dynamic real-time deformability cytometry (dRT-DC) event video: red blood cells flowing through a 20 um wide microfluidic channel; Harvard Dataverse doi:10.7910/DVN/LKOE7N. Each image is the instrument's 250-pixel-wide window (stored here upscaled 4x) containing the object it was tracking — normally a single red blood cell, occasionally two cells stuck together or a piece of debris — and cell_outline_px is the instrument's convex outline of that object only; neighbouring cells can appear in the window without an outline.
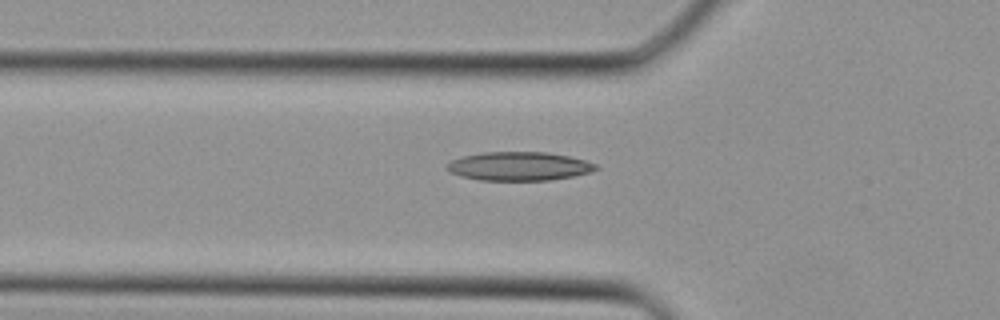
{"species": "Egyptian fruit bat (a non-hibernating species)", "species_latin": "Rousettus aegyptiacus", "temperature_condition": "cold", "stored_images_in_passage": 37, "camera_frame_rate_fps": 3000, "um_per_image_px": 0.085, "animal": {"sex": "female"}, "frame": {"image": 1, "passage_image": 13, "time_ms": 4.0, "image_size_px": [1000, 320], "cell_outline_px": [[600, 168], [588, 172], [572, 176], [548, 180], [480, 180], [460, 176], [452, 172], [448, 168], [448, 164], [452, 160], [464, 156], [484, 152], [548, 152], [568, 156], [584, 160], [596, 164]], "centroid_in_image_um": [44.14, 14.12], "position_along_channel_um": 81.7, "area_um2": 24.57}}
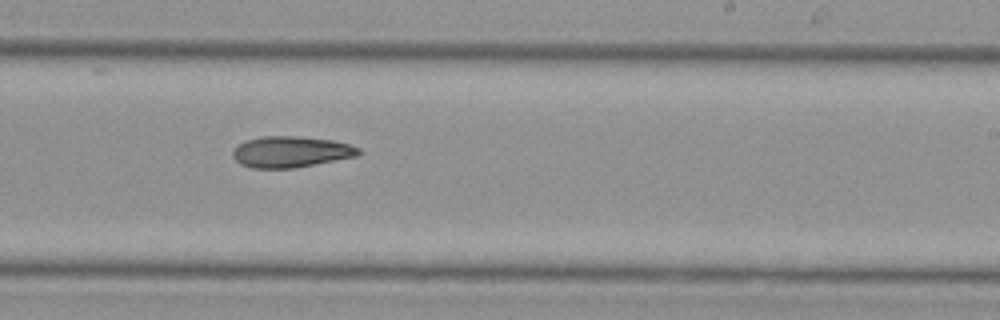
{"frame": {"image": 2, "passage_image": 23, "time_ms": 7.333, "image_size_px": [1000, 320], "cell_outline_px": [[360, 152], [356, 156], [292, 168], [252, 168], [240, 164], [232, 156], [232, 152], [244, 140], [264, 136], [300, 136], [332, 140], [348, 144], [360, 148]], "centroid_in_image_um": [24.69, 12.9], "position_along_channel_um": 264.3, "area_um2": 22.6}}
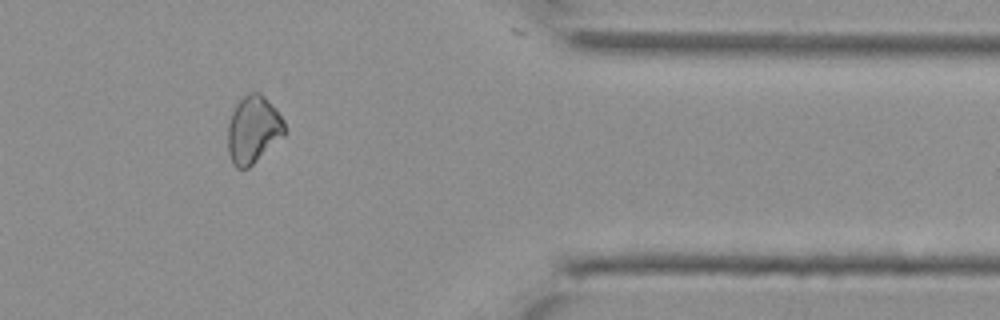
{"frame": {"image": 3, "passage_image": 31, "time_ms": 10.0, "image_size_px": [1000, 320], "cell_outline_px": [[284, 136], [248, 168], [236, 168], [232, 164], [228, 152], [228, 124], [232, 112], [236, 104], [248, 92], [260, 92], [276, 108], [284, 120]], "centroid_in_image_um": [21.52, 11.01], "position_along_channel_um": 389.9, "area_um2": 22.31}}